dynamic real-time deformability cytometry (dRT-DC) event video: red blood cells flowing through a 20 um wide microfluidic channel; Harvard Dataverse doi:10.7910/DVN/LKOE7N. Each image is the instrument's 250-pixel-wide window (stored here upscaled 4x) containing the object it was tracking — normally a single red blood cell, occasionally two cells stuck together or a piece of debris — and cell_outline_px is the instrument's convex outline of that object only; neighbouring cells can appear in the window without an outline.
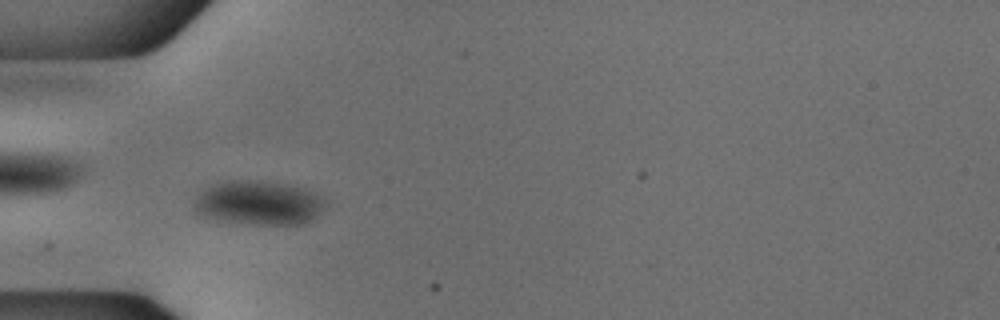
{"species": "common noctule bat (a hibernating species)", "species_latin": "Nyctalus noctula", "temperature_condition": "cold", "stored_images_in_passage": 53, "camera_frame_rate_fps": 3000, "um_per_image_px": 0.085, "animal": {"sex": "male", "body_mass_g": 18.8}, "frame": {"image": 1, "passage_image": 16, "time_ms": 5.0, "image_size_px": [1000, 320], "cell_outline_px": [[328, 200], [324, 208], [312, 220], [304, 224], [240, 224], [212, 220], [200, 216], [192, 208], [196, 196], [208, 188], [216, 184], [232, 180], [264, 180], [288, 184], [304, 188]], "centroid_in_image_um": [21.98, 17.26], "position_along_channel_um": 63.0, "area_um2": 34.33}}
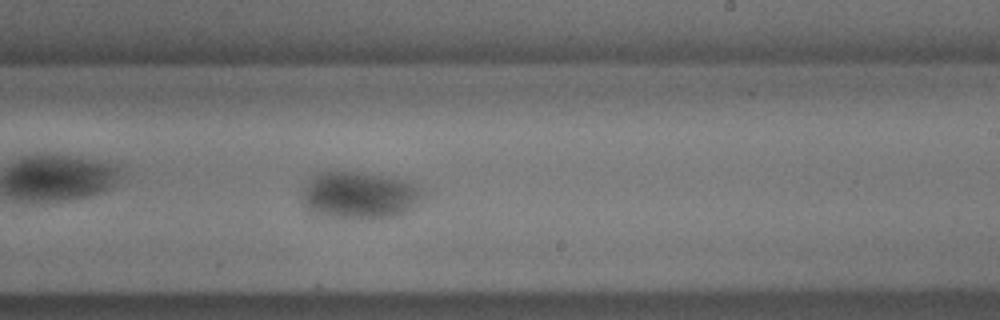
{"frame": {"image": 2, "passage_image": 32, "time_ms": 10.333, "image_size_px": [1000, 320], "cell_outline_px": [[424, 200], [408, 212], [396, 216], [380, 220], [360, 220], [328, 216], [312, 212], [304, 204], [304, 188], [320, 172], [360, 172], [412, 180], [424, 192]], "centroid_in_image_um": [30.71, 16.63], "position_along_channel_um": 258.3, "area_um2": 33.76}}
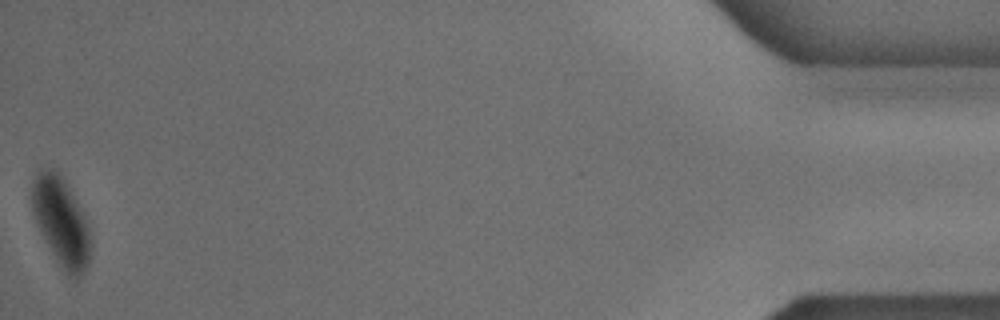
{"frame": {"image": 3, "passage_image": 53, "time_ms": 17.333, "image_size_px": [1000, 320], "cell_outline_px": [[92, 244], [88, 264], [84, 272], [76, 280], [72, 280], [68, 276], [56, 260], [36, 220], [32, 208], [32, 184], [36, 176], [40, 172], [56, 172], [64, 180], [84, 216], [92, 240]], "centroid_in_image_um": [5.25, 18.97], "position_along_channel_um": 430.0, "area_um2": 29.19}}